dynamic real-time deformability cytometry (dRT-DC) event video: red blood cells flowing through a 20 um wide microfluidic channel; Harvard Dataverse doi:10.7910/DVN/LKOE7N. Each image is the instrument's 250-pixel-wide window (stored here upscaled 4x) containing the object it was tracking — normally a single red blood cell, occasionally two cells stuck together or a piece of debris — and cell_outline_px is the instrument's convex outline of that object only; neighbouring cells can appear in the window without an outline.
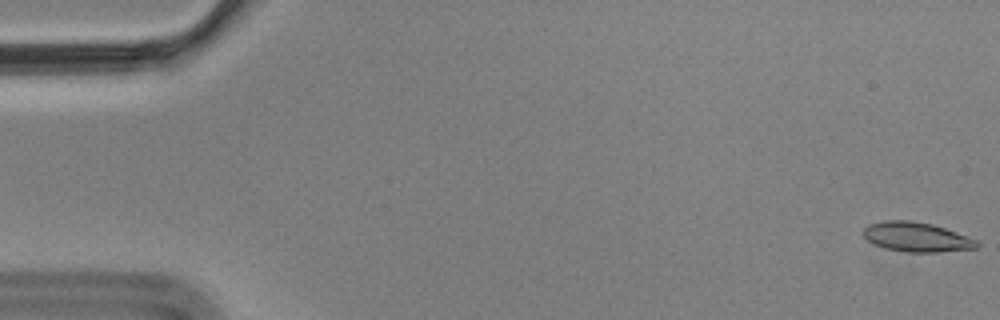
{"species": "Egyptian fruit bat (a non-hibernating species)", "species_latin": "Rousettus aegyptiacus", "temperature_condition": "cold", "stored_images_in_passage": 10, "camera_frame_rate_fps": 3000, "um_per_image_px": 0.085, "animal": {"sex": "male"}, "frame": {"image": 1, "passage_image": 1, "time_ms": 0.0, "image_size_px": [1000, 320], "cell_outline_px": [[980, 244], [976, 248], [940, 252], [908, 252], [884, 248], [868, 240], [864, 236], [864, 228], [868, 224], [884, 220], [912, 220], [932, 224], [956, 232], [976, 240]], "centroid_in_image_um": [77.9, 20.14], "position_along_channel_um": 7.1, "area_um2": 19.42}}
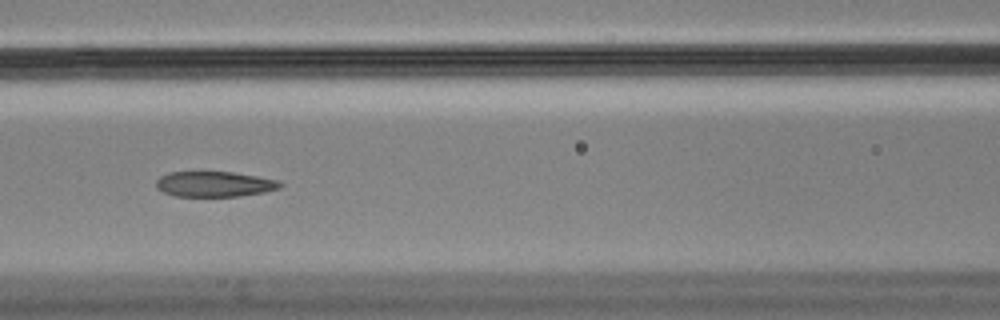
{"frame": {"image": 2, "passage_image": 7, "time_ms": 2.0, "image_size_px": [1000, 320], "cell_outline_px": [[284, 184], [280, 188], [264, 192], [240, 196], [176, 196], [164, 192], [156, 188], [156, 180], [160, 176], [168, 172], [232, 172], [280, 180]], "centroid_in_image_um": [18.24, 15.64], "position_along_channel_um": 148.4, "area_um2": 18.38}}
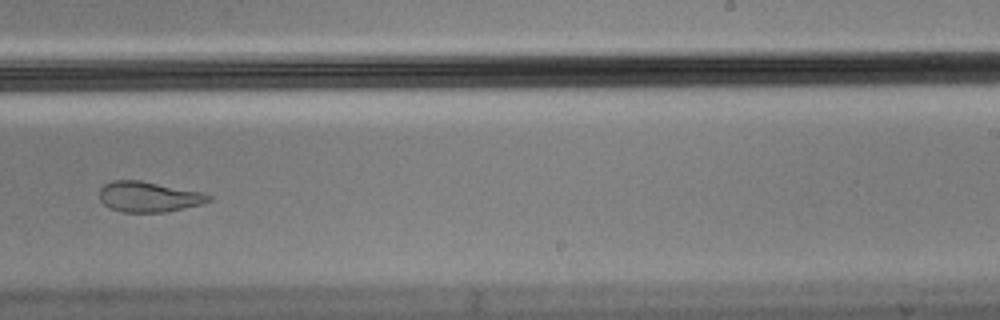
{"frame": {"image": 3, "passage_image": 10, "time_ms": 3.0, "image_size_px": [1000, 320], "cell_outline_px": [[212, 200], [200, 204], [184, 208], [164, 212], [120, 212], [108, 208], [100, 200], [100, 188], [104, 184], [112, 180], [140, 180], [204, 192], [212, 196]], "centroid_in_image_um": [12.63, 16.72], "position_along_channel_um": 276.4, "area_um2": 19.54}}